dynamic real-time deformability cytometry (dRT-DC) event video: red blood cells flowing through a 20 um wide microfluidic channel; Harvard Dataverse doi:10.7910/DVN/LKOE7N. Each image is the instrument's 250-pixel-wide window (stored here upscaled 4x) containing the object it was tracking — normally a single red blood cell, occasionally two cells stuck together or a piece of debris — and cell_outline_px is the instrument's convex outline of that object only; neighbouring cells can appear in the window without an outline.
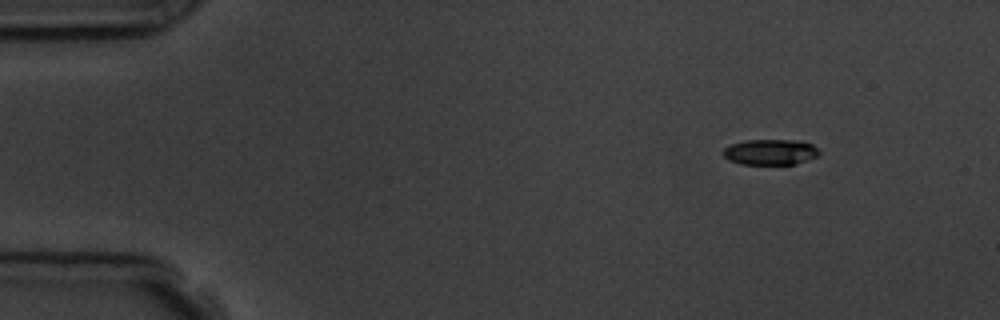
{"species": "common noctule bat (a hibernating species)", "species_latin": "Nyctalus noctula", "temperature_condition": "room temperature", "stored_images_in_passage": 4, "camera_frame_rate_fps": 3000, "um_per_image_px": 0.085, "animal": {"sex": "male", "body_mass_g": 19.5, "forearm_length_mm": 54.6}, "frame": {"image": 1, "passage_image": 1, "time_ms": 0.0, "image_size_px": [1000, 320], "cell_outline_px": [[820, 152], [816, 156], [796, 164], [740, 164], [728, 160], [720, 152], [724, 148], [732, 144], [744, 140], [796, 140], [812, 144]], "centroid_in_image_um": [65.43, 12.92], "position_along_channel_um": 19.6, "area_um2": 14.33}}
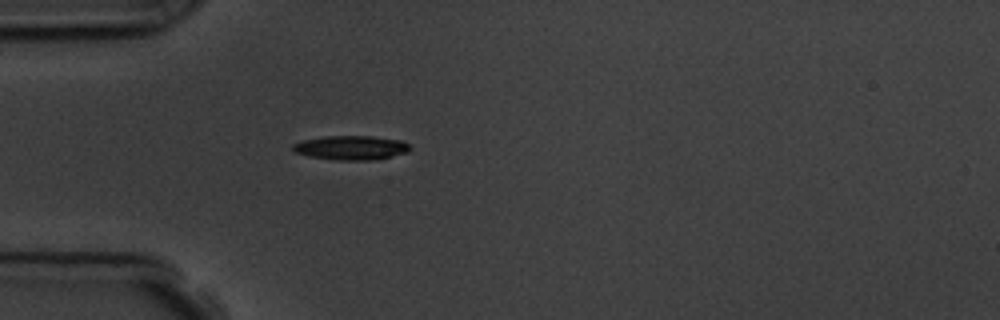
{"frame": {"image": 2, "passage_image": 4, "time_ms": 3.333, "image_size_px": [1000, 320], "cell_outline_px": [[412, 148], [408, 152], [392, 156], [372, 160], [336, 160], [308, 156], [296, 152], [292, 148], [292, 144], [304, 140], [324, 136], [372, 136], [400, 140], [408, 144]], "centroid_in_image_um": [29.85, 12.55], "position_along_channel_um": 55.1, "area_um2": 16.47}}